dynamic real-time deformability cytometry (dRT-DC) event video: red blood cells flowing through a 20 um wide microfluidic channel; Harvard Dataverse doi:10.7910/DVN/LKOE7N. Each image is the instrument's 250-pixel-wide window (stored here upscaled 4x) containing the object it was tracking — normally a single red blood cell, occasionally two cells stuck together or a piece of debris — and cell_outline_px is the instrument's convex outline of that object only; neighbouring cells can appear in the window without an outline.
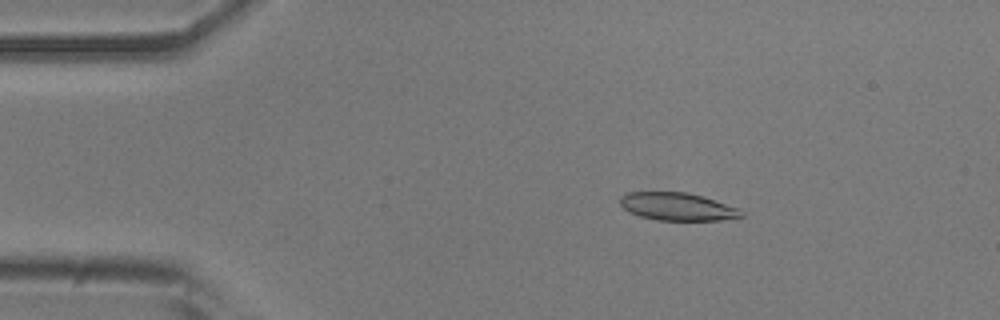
{"species": "common noctule bat (a hibernating species)", "species_latin": "Nyctalus noctula", "temperature_condition": "room temperature", "stored_images_in_passage": 54, "camera_frame_rate_fps": 3000, "um_per_image_px": 0.085, "animal": {"sex": "male", "body_mass_g": 20.5, "forearm_length_mm": 52.5}, "frame": {"image": 1, "passage_image": 9, "time_ms": 2.667, "image_size_px": [1000, 320], "cell_outline_px": [[744, 216], [720, 220], [656, 220], [640, 216], [628, 212], [620, 204], [620, 196], [628, 192], [688, 192], [704, 196], [740, 208], [744, 212]], "centroid_in_image_um": [57.6, 17.55], "position_along_channel_um": 27.4, "area_um2": 19.83}}
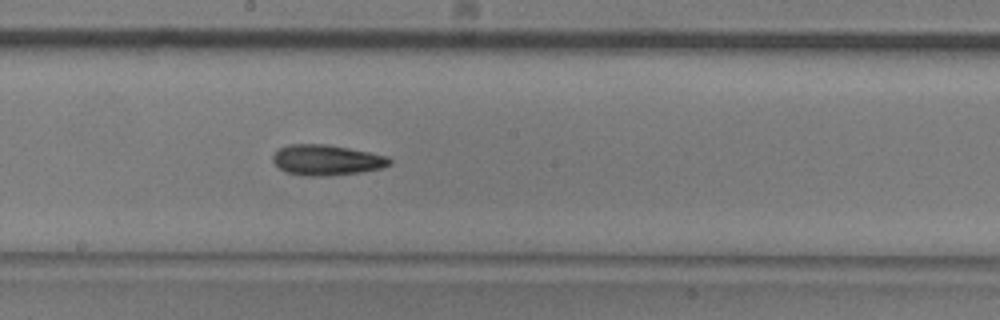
{"frame": {"image": 2, "passage_image": 29, "time_ms": 9.333, "image_size_px": [1000, 320], "cell_outline_px": [[392, 164], [380, 168], [360, 172], [332, 176], [308, 176], [288, 172], [280, 168], [272, 160], [272, 156], [280, 148], [288, 144], [328, 144], [388, 156], [392, 160]], "centroid_in_image_um": [27.78, 13.6], "position_along_channel_um": 220.4, "area_um2": 20.69}}
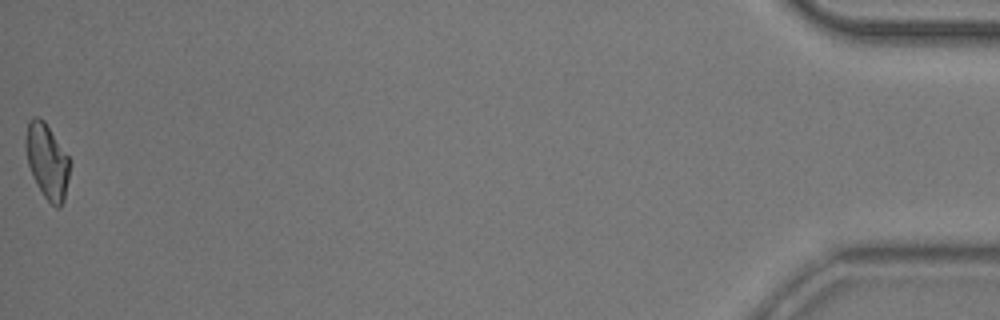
{"frame": {"image": 3, "passage_image": 54, "time_ms": 17.667, "image_size_px": [1000, 320], "cell_outline_px": [[72, 160], [64, 200], [60, 208], [56, 208], [44, 196], [36, 184], [28, 164], [24, 148], [24, 140], [28, 120], [32, 116], [40, 116], [44, 120]], "centroid_in_image_um": [4.0, 13.66], "position_along_channel_um": 431.2, "area_um2": 19.77}, "authors_computed_cell_mechanics": {"area_um2": 19.9121, "velocity_mm_per_s": 3.7332, "shape_relaxation_time_tau1_ms": 4.8209, "shape_relaxation_time_tau2_ms": 5.4511, "deformation_change_tau1": 0.1448, "deformation_change_tau2": 0.1448}}